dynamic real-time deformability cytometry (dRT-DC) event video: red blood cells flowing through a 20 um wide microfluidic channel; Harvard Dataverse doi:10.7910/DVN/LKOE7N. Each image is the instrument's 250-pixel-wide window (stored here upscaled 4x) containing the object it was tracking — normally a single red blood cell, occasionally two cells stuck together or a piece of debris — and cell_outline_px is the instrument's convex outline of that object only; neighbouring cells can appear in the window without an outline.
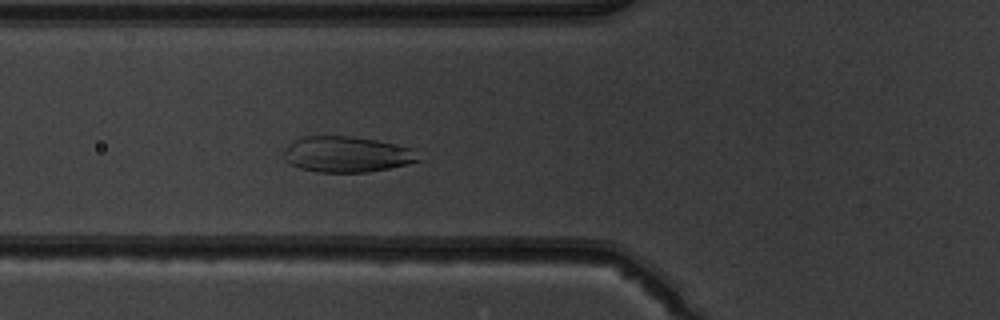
{"species": "common noctule bat (a hibernating species)", "species_latin": "Nyctalus noctula", "temperature_condition": "warm", "stored_images_in_passage": 48, "camera_frame_rate_fps": 3000, "um_per_image_px": 0.085, "animal": {"sex": "male", "body_mass_g": 19.5, "forearm_length_mm": 54.6}, "frame": {"image": 1, "passage_image": 17, "time_ms": 5.333, "image_size_px": [1000, 320], "cell_outline_px": [[420, 160], [408, 164], [368, 172], [316, 172], [300, 168], [284, 160], [284, 152], [300, 136], [352, 136], [376, 140], [412, 148]], "centroid_in_image_um": [29.48, 13.12], "position_along_channel_um": 96.3, "area_um2": 27.8}}
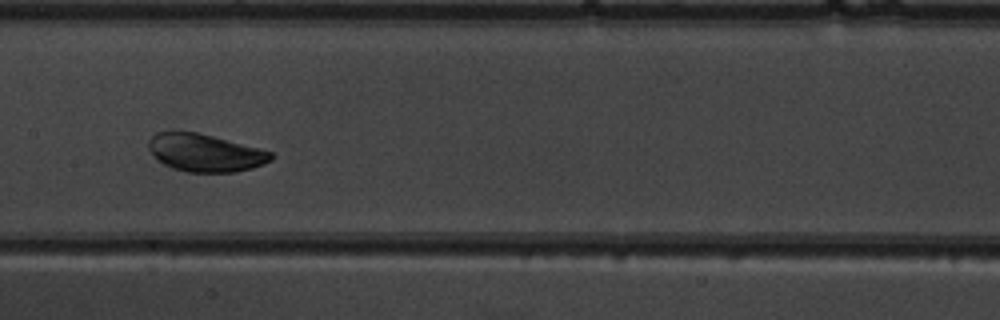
{"frame": {"image": 2, "passage_image": 24, "time_ms": 7.667, "image_size_px": [1000, 320], "cell_outline_px": [[272, 160], [264, 164], [252, 168], [236, 172], [188, 172], [172, 168], [164, 164], [148, 148], [148, 140], [156, 132], [196, 132], [260, 148], [272, 152]], "centroid_in_image_um": [17.46, 12.99], "position_along_channel_um": 189.9, "area_um2": 26.59}}
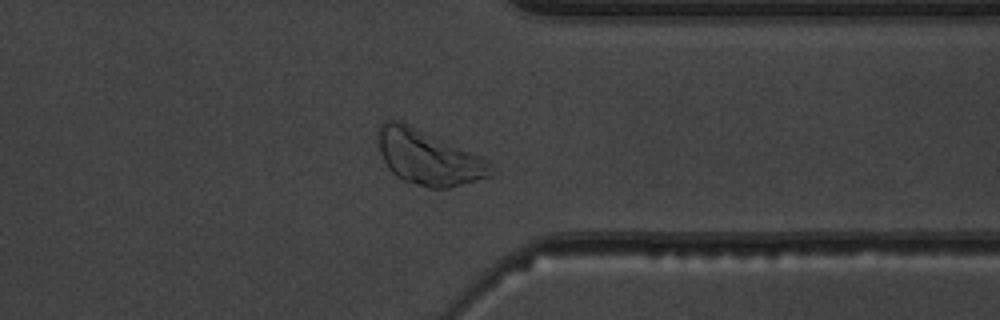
{"frame": {"image": 3, "passage_image": 38, "time_ms": 12.333, "image_size_px": [1000, 320], "cell_outline_px": [[500, 172], [492, 176], [448, 188], [428, 188], [404, 180], [396, 176], [388, 168], [380, 152], [380, 124], [384, 120], [392, 116], [484, 156]], "centroid_in_image_um": [36.5, 13.36], "position_along_channel_um": 374.9, "area_um2": 36.76}}